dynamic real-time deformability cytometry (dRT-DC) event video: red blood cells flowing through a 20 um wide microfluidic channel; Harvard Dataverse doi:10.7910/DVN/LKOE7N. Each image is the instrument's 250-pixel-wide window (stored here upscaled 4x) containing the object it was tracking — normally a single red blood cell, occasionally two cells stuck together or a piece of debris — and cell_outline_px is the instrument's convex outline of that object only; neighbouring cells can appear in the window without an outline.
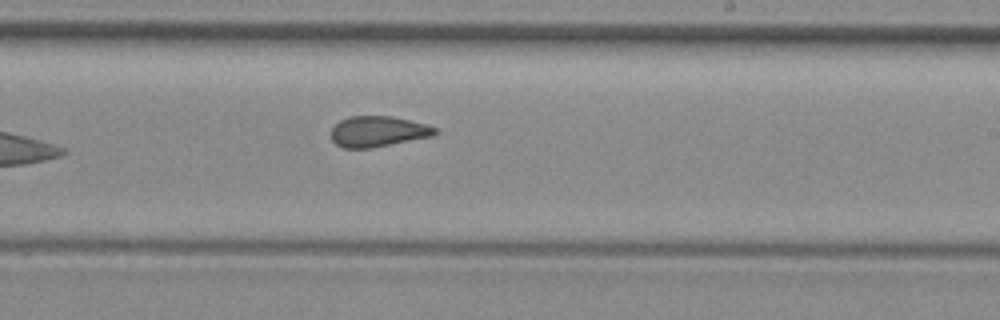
{"species": "common noctule bat (a hibernating species)", "species_latin": "Nyctalus noctula", "temperature_condition": "room temperature", "stored_images_in_passage": 9, "camera_frame_rate_fps": 3000, "um_per_image_px": 0.085, "animal": {"sex": "female", "body_mass_g": 29.2, "forearm_length_mm": 56.3}, "frame": {"image": 1, "passage_image": 9, "time_ms": 10.333, "image_size_px": [1000, 320], "cell_outline_px": [[440, 132], [432, 136], [372, 148], [344, 148], [336, 144], [332, 140], [332, 128], [340, 120], [348, 116], [392, 116], [428, 124], [436, 128]], "centroid_in_image_um": [32.15, 11.17], "position_along_channel_um": 256.8, "area_um2": 18.67}}